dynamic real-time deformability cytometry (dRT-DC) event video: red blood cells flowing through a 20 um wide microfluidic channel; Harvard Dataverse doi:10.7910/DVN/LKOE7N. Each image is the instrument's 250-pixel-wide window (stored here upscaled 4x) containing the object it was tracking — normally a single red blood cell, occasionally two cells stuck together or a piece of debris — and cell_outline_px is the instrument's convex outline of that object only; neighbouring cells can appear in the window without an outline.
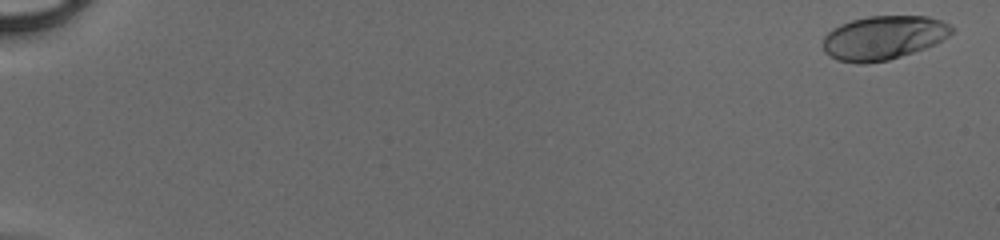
{"species": "human", "species_latin": "Homo sapiens", "temperature_condition": "cold", "stored_images_in_passage": 16, "camera_frame_rate_fps": 3000, "um_per_image_px": 0.085, "donor": {"sex": "male"}, "frame": {"image": 1, "passage_image": 2, "time_ms": 0.333, "image_size_px": [1000, 240], "cell_outline_px": [[956, 28], [948, 36], [936, 44], [888, 60], [864, 64], [856, 64], [836, 60], [824, 52], [824, 36], [832, 28], [840, 24], [852, 20], [868, 16], [928, 16], [940, 20]], "centroid_in_image_um": [75.08, 3.21], "position_along_channel_um": 9.9, "area_um2": 33.0}}
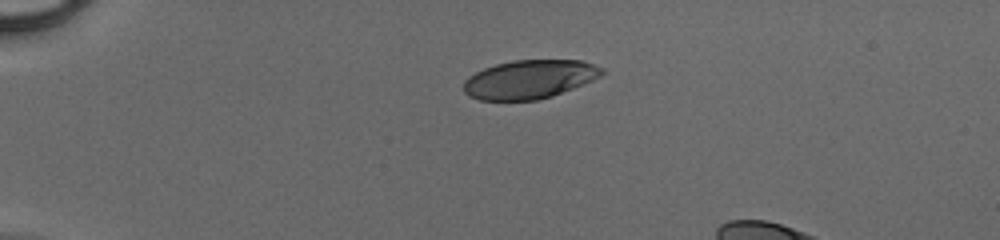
{"frame": {"image": 2, "passage_image": 14, "time_ms": 4.333, "image_size_px": [1000, 240], "cell_outline_px": [[604, 72], [600, 76], [592, 80], [552, 96], [536, 100], [480, 100], [468, 96], [464, 92], [464, 80], [468, 76], [484, 68], [496, 64], [512, 60], [580, 60], [604, 68]], "centroid_in_image_um": [44.97, 6.74], "position_along_channel_um": 40.0, "area_um2": 31.04}}